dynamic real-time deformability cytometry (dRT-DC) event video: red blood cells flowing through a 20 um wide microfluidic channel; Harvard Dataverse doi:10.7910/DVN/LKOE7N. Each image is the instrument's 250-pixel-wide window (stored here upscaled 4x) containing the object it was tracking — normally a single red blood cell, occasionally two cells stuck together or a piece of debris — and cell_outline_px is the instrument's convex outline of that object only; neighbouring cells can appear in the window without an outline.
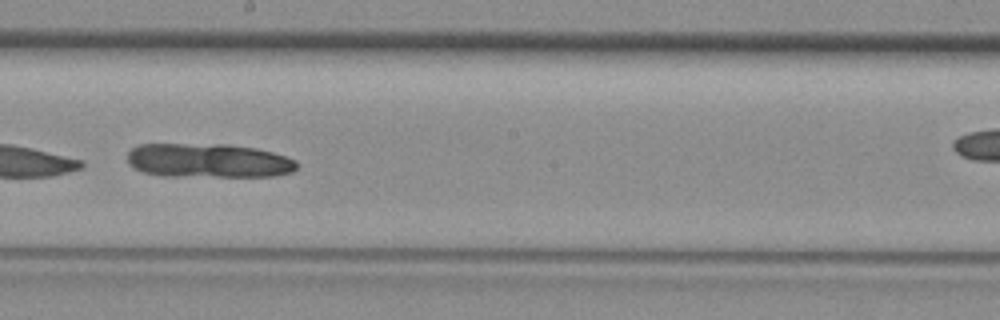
{"species": "common noctule bat (a hibernating species)", "species_latin": "Nyctalus noctula", "temperature_condition": "room temperature", "stored_images_in_passage": 33, "camera_frame_rate_fps": 3000, "um_per_image_px": 0.085, "animal": {"sex": "female", "body_mass_g": 29.2, "forearm_length_mm": 56.3}, "frame": {"image": 1, "passage_image": 15, "time_ms": 4.667, "image_size_px": [1000, 320], "cell_outline_px": [[300, 164], [292, 172], [272, 176], [164, 176], [144, 172], [128, 164], [128, 152], [136, 144], [228, 144], [256, 148], [272, 152], [296, 160]], "centroid_in_image_um": [17.72, 13.64], "position_along_channel_um": 230.5, "area_um2": 33.87}}